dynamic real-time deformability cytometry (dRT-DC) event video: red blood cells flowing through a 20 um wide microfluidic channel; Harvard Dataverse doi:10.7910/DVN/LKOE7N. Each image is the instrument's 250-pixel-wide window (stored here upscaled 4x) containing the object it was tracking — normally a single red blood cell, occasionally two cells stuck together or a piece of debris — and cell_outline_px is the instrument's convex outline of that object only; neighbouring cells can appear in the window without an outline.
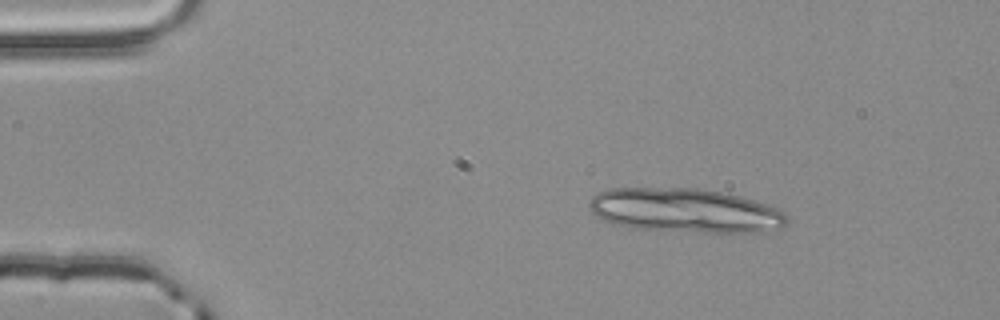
{"species": "common noctule bat (a hibernating species)", "species_latin": "Nyctalus noctula", "temperature_condition": "room temperature", "stored_images_in_passage": 3, "camera_frame_rate_fps": 3000, "um_per_image_px": 0.085, "animal": {"sex": "male", "body_mass_g": 20.4}, "frame": {"image": 1, "passage_image": 1, "time_ms": 0.0, "image_size_px": [1000, 320], "cell_outline_px": [[788, 224], [784, 228], [764, 232], [704, 232], [632, 228], [612, 224], [604, 220], [592, 212], [588, 208], [588, 204], [592, 196], [596, 192], [608, 188], [696, 188], [720, 192], [740, 196], [768, 204], [784, 212], [788, 216]], "centroid_in_image_um": [58.25, 17.89], "position_along_channel_um": 26.8, "area_um2": 51.21}}